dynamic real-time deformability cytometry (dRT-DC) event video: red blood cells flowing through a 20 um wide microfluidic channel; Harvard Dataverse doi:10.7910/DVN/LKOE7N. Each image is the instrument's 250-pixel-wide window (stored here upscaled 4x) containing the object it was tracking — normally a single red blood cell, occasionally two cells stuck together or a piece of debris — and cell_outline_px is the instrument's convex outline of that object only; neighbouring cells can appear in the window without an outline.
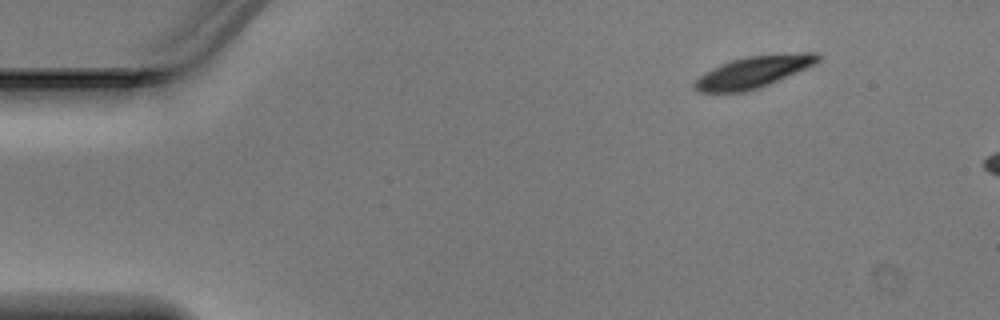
{"species": "Egyptian fruit bat (a non-hibernating species)", "species_latin": "Rousettus aegyptiacus", "temperature_condition": "warm", "stored_images_in_passage": 3, "camera_frame_rate_fps": 3000, "um_per_image_px": 0.085, "animal": {"sex": "male"}, "frame": {"image": 1, "passage_image": 1, "time_ms": 0.0, "image_size_px": [1000, 320], "cell_outline_px": [[820, 60], [816, 64], [760, 88], [744, 92], [696, 92], [692, 84], [704, 72], [720, 64], [732, 60], [748, 56], [804, 52], [816, 52], [820, 56]], "centroid_in_image_um": [64.04, 6.12], "position_along_channel_um": 21.0, "area_um2": 22.77}}